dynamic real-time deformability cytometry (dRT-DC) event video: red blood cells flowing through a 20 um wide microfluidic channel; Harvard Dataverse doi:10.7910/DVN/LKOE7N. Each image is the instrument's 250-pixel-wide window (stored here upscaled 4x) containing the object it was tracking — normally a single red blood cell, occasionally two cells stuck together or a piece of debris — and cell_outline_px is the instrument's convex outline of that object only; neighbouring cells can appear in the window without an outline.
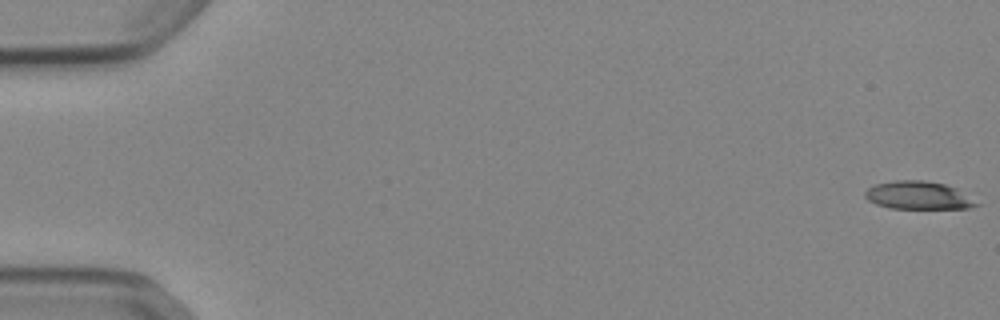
{"species": "Egyptian fruit bat (a non-hibernating species)", "species_latin": "Rousettus aegyptiacus", "temperature_condition": "cold", "stored_images_in_passage": 53, "camera_frame_rate_fps": 3000, "um_per_image_px": 0.085, "animal": {"sex": "female"}, "frame": {"image": 1, "passage_image": 1, "time_ms": 0.0, "image_size_px": [1000, 320], "cell_outline_px": [[980, 204], [972, 208], [888, 208], [876, 204], [868, 200], [864, 196], [864, 192], [868, 188], [876, 184], [896, 180], [924, 180], [944, 184], [956, 188]], "centroid_in_image_um": [78.03, 16.6], "position_along_channel_um": 7.0, "area_um2": 18.03}}
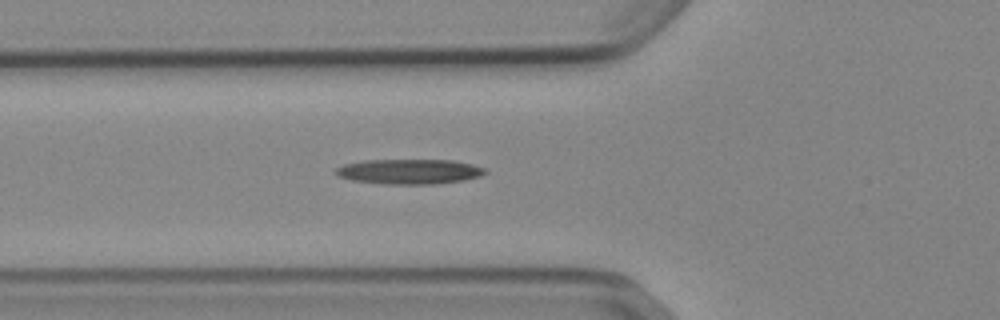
{"frame": {"image": 2, "passage_image": 20, "time_ms": 6.333, "image_size_px": [1000, 320], "cell_outline_px": [[488, 172], [480, 176], [464, 180], [436, 184], [384, 184], [352, 180], [340, 176], [336, 172], [336, 168], [344, 164], [364, 160], [452, 160], [472, 164], [484, 168]], "centroid_in_image_um": [34.82, 14.58], "position_along_channel_um": 91.0, "area_um2": 21.68}}
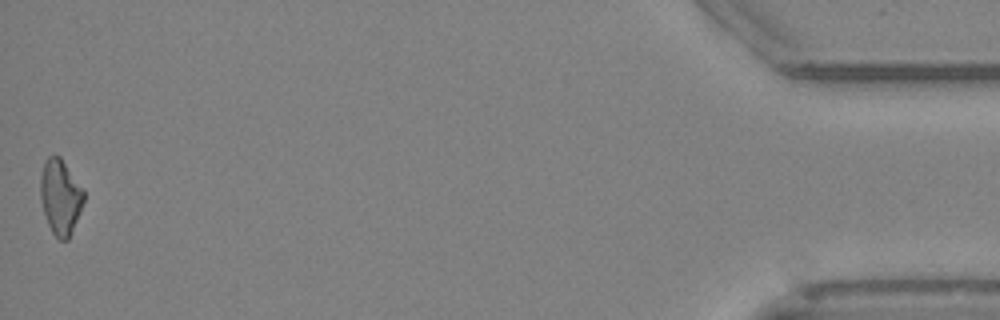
{"frame": {"image": 3, "passage_image": 53, "time_ms": 17.333, "image_size_px": [1000, 320], "cell_outline_px": [[84, 200], [80, 212], [68, 240], [60, 240], [52, 232], [48, 224], [40, 200], [40, 176], [44, 160], [48, 156], [60, 156], [84, 188]], "centroid_in_image_um": [5.13, 16.71], "position_along_channel_um": 430.1, "area_um2": 19.13}}